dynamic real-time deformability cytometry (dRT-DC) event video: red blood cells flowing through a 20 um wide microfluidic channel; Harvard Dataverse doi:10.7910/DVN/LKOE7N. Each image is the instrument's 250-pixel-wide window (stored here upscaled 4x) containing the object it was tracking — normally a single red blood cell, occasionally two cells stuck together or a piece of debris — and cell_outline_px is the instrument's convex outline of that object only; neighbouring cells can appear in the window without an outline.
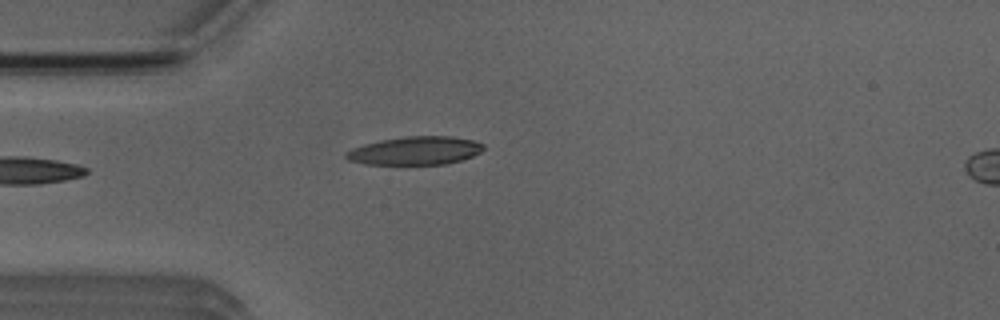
{"species": "Egyptian fruit bat (a non-hibernating species)", "species_latin": "Rousettus aegyptiacus", "temperature_condition": "room temperature", "stored_images_in_passage": 4, "camera_frame_rate_fps": 3000, "um_per_image_px": 0.085, "animal": {"sex": "male"}, "frame": {"image": 1, "passage_image": 4, "time_ms": 3.667, "image_size_px": [1000, 320], "cell_outline_px": [[484, 148], [480, 152], [472, 156], [460, 160], [444, 164], [364, 164], [348, 160], [344, 156], [344, 152], [352, 148], [364, 144], [380, 140], [404, 136], [452, 136], [472, 140], [484, 144]], "centroid_in_image_um": [35.26, 12.8], "position_along_channel_um": 49.7, "area_um2": 22.66}}